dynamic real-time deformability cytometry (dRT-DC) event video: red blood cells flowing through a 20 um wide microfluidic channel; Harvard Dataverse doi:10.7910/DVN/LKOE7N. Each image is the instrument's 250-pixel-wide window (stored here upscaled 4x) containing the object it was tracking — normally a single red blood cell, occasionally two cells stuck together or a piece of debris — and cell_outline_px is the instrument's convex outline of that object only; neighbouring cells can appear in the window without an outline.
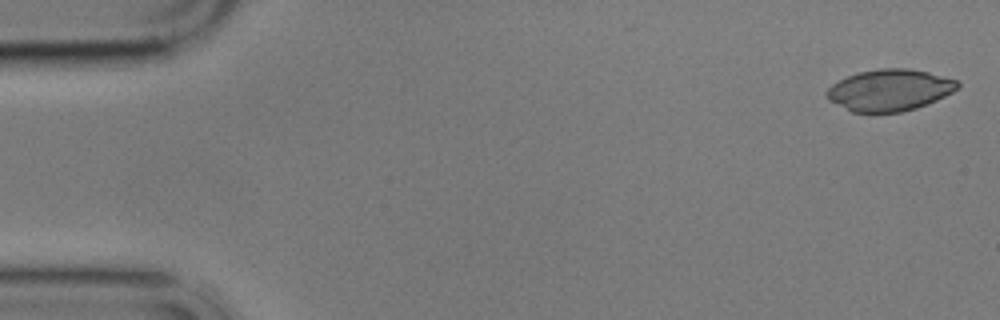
{"species": "common noctule bat (a hibernating species)", "species_latin": "Nyctalus noctula", "temperature_condition": "cold", "stored_images_in_passage": 7, "camera_frame_rate_fps": 3000, "um_per_image_px": 0.085, "animal": {"sex": "male", "body_mass_g": 17.9}, "frame": {"image": 1, "passage_image": 1, "time_ms": 0.0, "image_size_px": [1000, 320], "cell_outline_px": [[960, 84], [952, 92], [936, 100], [916, 108], [900, 112], [852, 112], [828, 100], [824, 96], [824, 92], [832, 84], [848, 76], [860, 72], [880, 68], [908, 68], [928, 72], [956, 80]], "centroid_in_image_um": [75.57, 7.66], "position_along_channel_um": 9.4, "area_um2": 31.5}}